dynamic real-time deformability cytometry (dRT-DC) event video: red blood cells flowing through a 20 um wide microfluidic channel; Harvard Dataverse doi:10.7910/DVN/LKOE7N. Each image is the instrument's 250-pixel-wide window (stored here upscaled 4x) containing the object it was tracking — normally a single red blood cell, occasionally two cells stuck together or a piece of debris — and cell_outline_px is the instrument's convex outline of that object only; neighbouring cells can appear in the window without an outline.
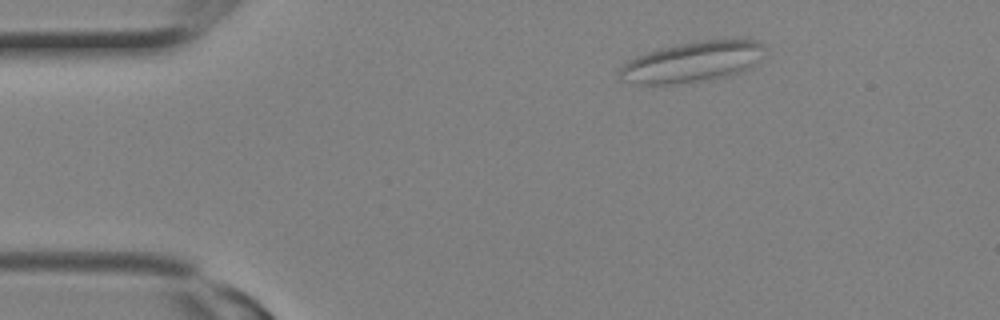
{"species": "Egyptian fruit bat (a non-hibernating species)", "species_latin": "Rousettus aegyptiacus", "temperature_condition": "room temperature", "stored_images_in_passage": 2, "camera_frame_rate_fps": 3000, "um_per_image_px": 0.085, "animal": {"sex": "female"}, "frame": {"image": 1, "passage_image": 1, "time_ms": 0.0, "image_size_px": [1000, 320], "cell_outline_px": [[768, 52], [752, 68], [728, 76], [700, 80], [668, 84], [636, 84], [620, 80], [620, 68], [628, 60], [636, 56], [648, 52], [680, 44], [704, 40], [756, 40], [764, 44]], "centroid_in_image_um": [58.92, 5.26], "position_along_channel_um": 26.1, "area_um2": 34.1}}